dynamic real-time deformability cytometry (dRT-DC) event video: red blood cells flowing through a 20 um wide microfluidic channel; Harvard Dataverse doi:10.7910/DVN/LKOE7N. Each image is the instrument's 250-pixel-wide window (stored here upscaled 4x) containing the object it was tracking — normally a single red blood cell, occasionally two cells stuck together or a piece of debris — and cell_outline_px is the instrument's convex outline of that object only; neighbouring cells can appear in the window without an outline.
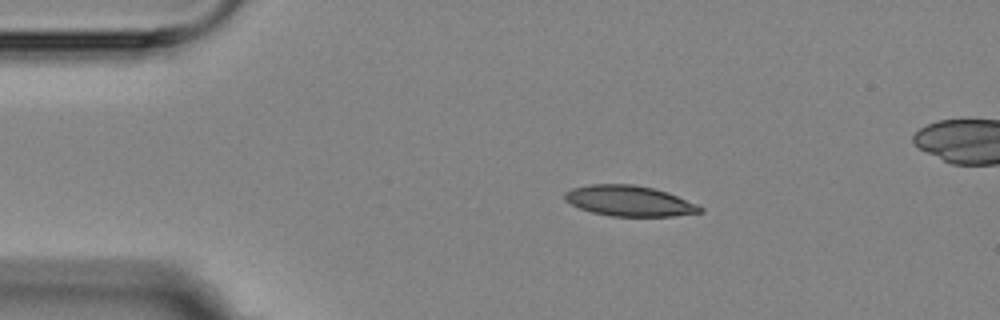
{"species": "Egyptian fruit bat (a non-hibernating species)", "species_latin": "Rousettus aegyptiacus", "temperature_condition": "room temperature", "stored_images_in_passage": 4, "camera_frame_rate_fps": 3000, "um_per_image_px": 0.085, "animal": {"sex": "female"}, "frame": {"image": 1, "passage_image": 1, "time_ms": 0.0, "image_size_px": [1000, 320], "cell_outline_px": [[704, 212], [672, 216], [612, 216], [592, 212], [580, 208], [564, 200], [564, 192], [572, 188], [592, 184], [632, 184], [652, 188], [668, 192], [696, 204], [704, 208]], "centroid_in_image_um": [53.49, 17.08], "position_along_channel_um": 31.5, "area_um2": 23.99}}